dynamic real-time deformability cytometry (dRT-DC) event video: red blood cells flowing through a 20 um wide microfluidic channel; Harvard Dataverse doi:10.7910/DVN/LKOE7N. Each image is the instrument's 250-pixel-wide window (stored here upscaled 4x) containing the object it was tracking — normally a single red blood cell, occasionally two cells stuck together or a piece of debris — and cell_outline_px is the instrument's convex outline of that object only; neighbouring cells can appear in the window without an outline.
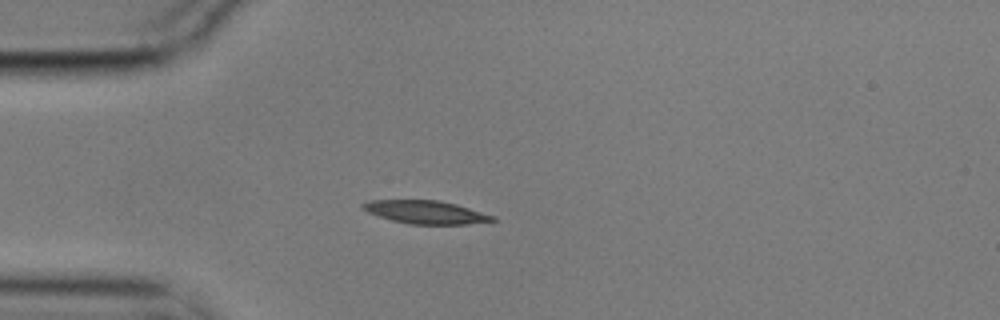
{"species": "common noctule bat (a hibernating species)", "species_latin": "Nyctalus noctula", "temperature_condition": "cold", "stored_images_in_passage": 6, "camera_frame_rate_fps": 3000, "um_per_image_px": 0.085, "animal": {"sex": "male", "body_mass_g": 17.9}, "frame": {"image": 1, "passage_image": 4, "time_ms": 1.0, "image_size_px": [1000, 320], "cell_outline_px": [[496, 220], [468, 224], [408, 224], [392, 220], [368, 212], [360, 208], [360, 204], [368, 200], [440, 200], [456, 204], [496, 216]], "centroid_in_image_um": [36.17, 18.02], "position_along_channel_um": 48.8, "area_um2": 17.51}}
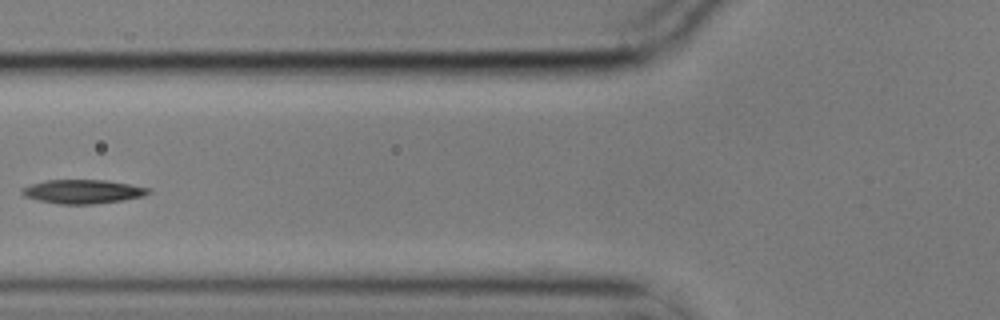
{"frame": {"image": 2, "passage_image": 6, "time_ms": 1.667, "image_size_px": [1000, 320], "cell_outline_px": [[152, 192], [144, 196], [124, 200], [92, 204], [60, 204], [36, 200], [24, 196], [20, 192], [20, 188], [32, 184], [48, 180], [104, 180], [128, 184], [148, 188]], "centroid_in_image_um": [7.01, 16.29], "position_along_channel_um": 118.8, "area_um2": 17.57}}